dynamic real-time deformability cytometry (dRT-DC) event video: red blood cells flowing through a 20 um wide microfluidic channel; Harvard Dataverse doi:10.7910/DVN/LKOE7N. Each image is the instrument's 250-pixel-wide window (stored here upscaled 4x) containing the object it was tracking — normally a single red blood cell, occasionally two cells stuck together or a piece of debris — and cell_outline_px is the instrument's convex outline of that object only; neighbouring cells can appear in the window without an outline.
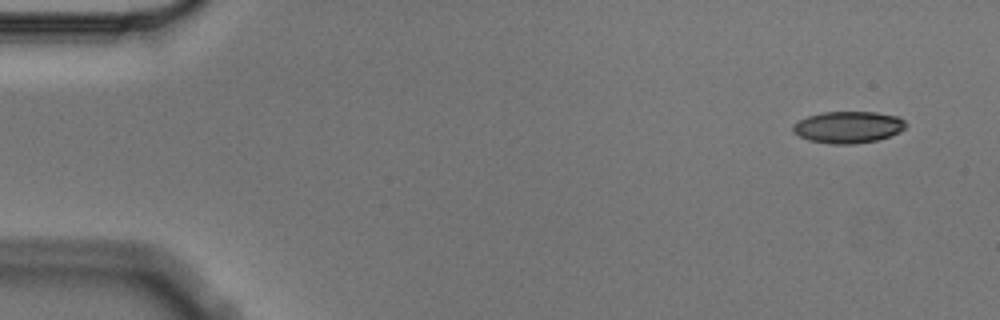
{"species": "Egyptian fruit bat (a non-hibernating species)", "species_latin": "Rousettus aegyptiacus", "temperature_condition": "cold", "stored_images_in_passage": 3, "camera_frame_rate_fps": 3000, "um_per_image_px": 0.085, "animal": {"sex": "male"}, "frame": {"image": 1, "passage_image": 1, "time_ms": 0.0, "image_size_px": [1000, 320], "cell_outline_px": [[908, 124], [900, 132], [876, 140], [852, 144], [832, 144], [808, 140], [792, 132], [792, 124], [808, 116], [824, 112], [876, 112], [896, 116], [904, 120]], "centroid_in_image_um": [72.08, 10.81], "position_along_channel_um": 12.9, "area_um2": 20.81}}